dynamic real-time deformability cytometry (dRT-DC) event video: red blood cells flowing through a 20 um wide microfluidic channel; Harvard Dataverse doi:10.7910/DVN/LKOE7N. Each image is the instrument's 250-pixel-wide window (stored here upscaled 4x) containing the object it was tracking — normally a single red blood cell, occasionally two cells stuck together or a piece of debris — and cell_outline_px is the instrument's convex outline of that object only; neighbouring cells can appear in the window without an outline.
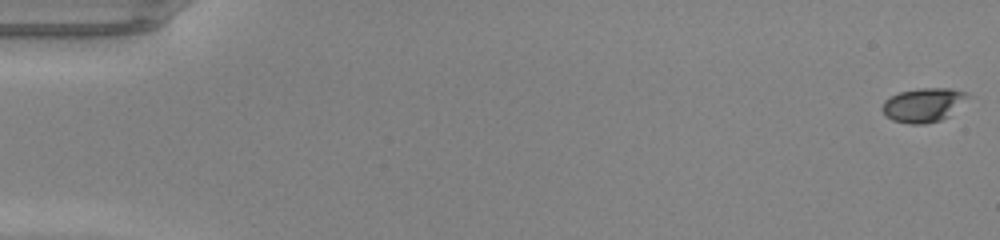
{"species": "common noctule bat (a hibernating species)", "species_latin": "Nyctalus noctula", "temperature_condition": "warm", "stored_images_in_passage": 45, "camera_frame_rate_fps": 3000, "um_per_image_px": 0.085, "animal": {"sex": "male", "body_mass_g": 20.0, "forearm_length_mm": 53.3}, "frame": {"image": 1, "passage_image": 1, "time_ms": 0.0, "image_size_px": [1000, 240], "cell_outline_px": [[972, 96], [948, 116], [940, 120], [924, 124], [908, 124], [892, 120], [884, 116], [880, 108], [884, 100], [900, 92], [920, 88], [952, 88], [964, 92]], "centroid_in_image_um": [78.47, 8.92], "position_along_channel_um": 6.5, "area_um2": 17.11}}
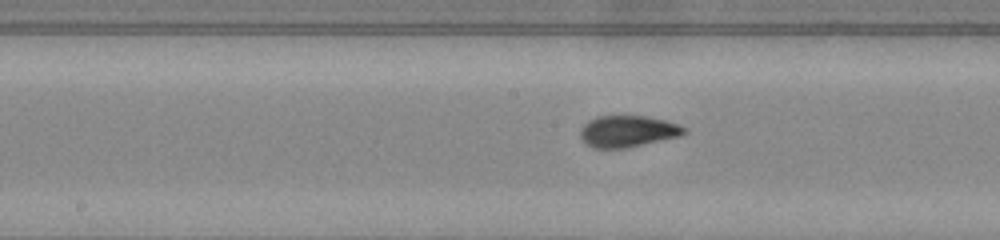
{"frame": {"image": 2, "passage_image": 26, "time_ms": 8.333, "image_size_px": [1000, 240], "cell_outline_px": [[688, 132], [680, 136], [628, 148], [592, 148], [580, 136], [580, 128], [588, 120], [600, 116], [644, 116], [664, 120], [688, 128]], "centroid_in_image_um": [53.37, 11.17], "position_along_channel_um": 194.8, "area_um2": 19.07}}
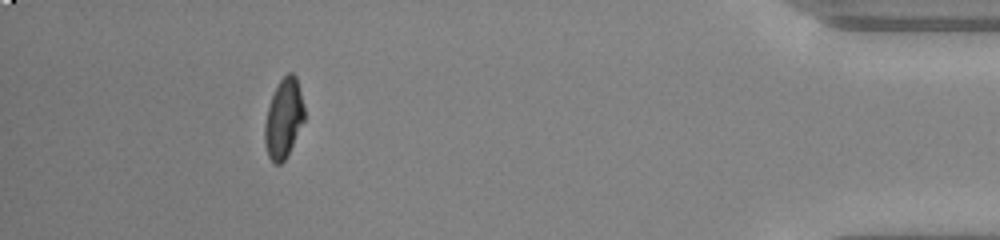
{"frame": {"image": 3, "passage_image": 45, "time_ms": 14.667, "image_size_px": [1000, 240], "cell_outline_px": [[304, 120], [284, 160], [280, 164], [272, 164], [268, 156], [264, 144], [264, 124], [268, 108], [272, 96], [280, 80], [288, 72], [292, 72], [296, 76], [304, 104]], "centroid_in_image_um": [24.09, 10.07], "position_along_channel_um": 411.1, "area_um2": 18.15}, "authors_computed_cell_mechanics": {"area_um2": 18.6694, "velocity_mm_per_s": 4.2899, "shape_relaxation_time_tau1_ms": 3.5455, "shape_relaxation_time_tau2_ms": null, "deformation_change_tau1": 0.1604, "deformation_change_tau2": null}}